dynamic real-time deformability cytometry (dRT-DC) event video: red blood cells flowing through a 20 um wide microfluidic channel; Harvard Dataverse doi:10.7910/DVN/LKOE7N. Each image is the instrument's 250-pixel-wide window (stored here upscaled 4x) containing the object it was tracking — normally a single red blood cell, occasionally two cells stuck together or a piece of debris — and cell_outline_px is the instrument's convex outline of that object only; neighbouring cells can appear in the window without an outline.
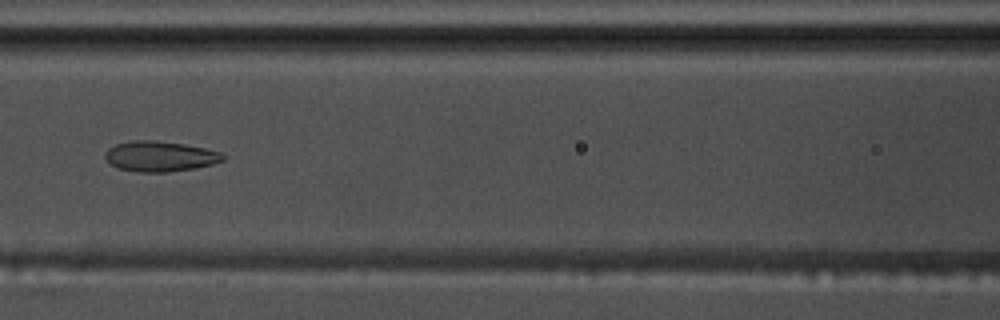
{"species": "common noctule bat (a hibernating species)", "species_latin": "Nyctalus noctula", "temperature_condition": "warm", "stored_images_in_passage": 56, "camera_frame_rate_fps": 3000, "um_per_image_px": 0.085, "animal": {"sex": "male", "body_mass_g": 17.5, "forearm_length_mm": 52.3}, "frame": {"image": 1, "passage_image": 25, "time_ms": 8.0, "image_size_px": [1000, 320], "cell_outline_px": [[224, 160], [212, 164], [196, 168], [168, 172], [140, 172], [116, 168], [104, 156], [104, 152], [108, 148], [116, 144], [132, 140], [152, 140], [184, 144], [204, 148], [220, 152], [224, 156]], "centroid_in_image_um": [13.58, 13.29], "position_along_channel_um": 153.0, "area_um2": 20.81}}
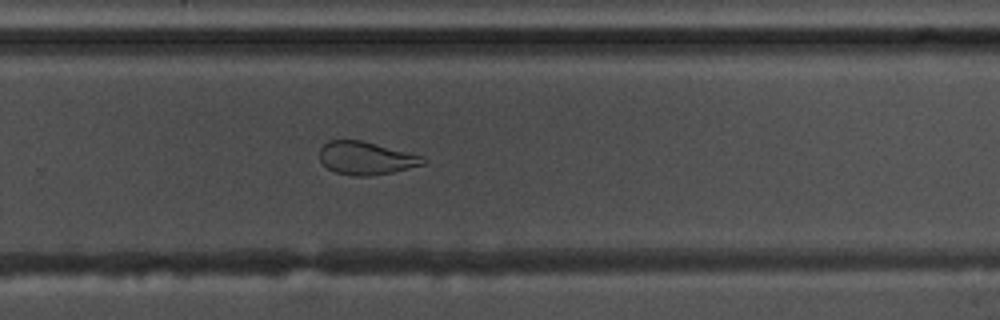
{"frame": {"image": 2, "passage_image": 37, "time_ms": 12.0, "image_size_px": [1000, 320], "cell_outline_px": [[428, 160], [424, 164], [392, 172], [368, 176], [352, 176], [336, 172], [328, 168], [320, 160], [320, 148], [328, 140], [360, 140], [424, 156]], "centroid_in_image_um": [31.12, 13.44], "position_along_channel_um": 298.7, "area_um2": 19.77}}
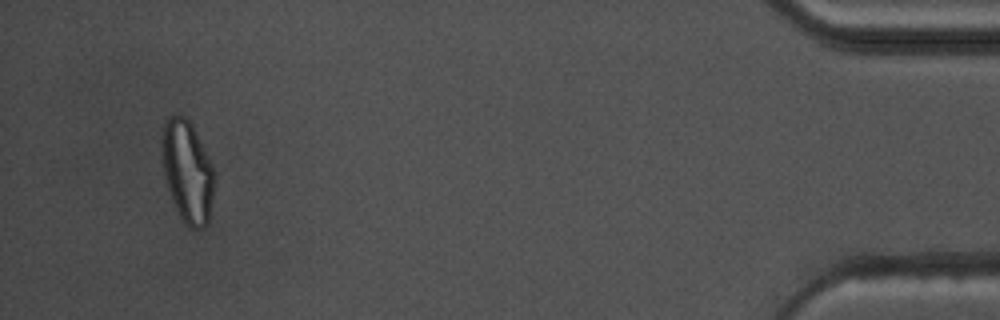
{"frame": {"image": 3, "passage_image": 53, "time_ms": 17.333, "image_size_px": [1000, 320], "cell_outline_px": [[216, 176], [208, 224], [204, 228], [196, 232], [188, 228], [180, 220], [172, 200], [164, 176], [160, 152], [160, 136], [164, 124], [172, 116], [180, 112], [192, 124], [216, 172]], "centroid_in_image_um": [15.92, 14.62], "position_along_channel_um": 419.3, "area_um2": 32.19}, "authors_computed_cell_mechanics": {"area_um2": 24.7384, "velocity_mm_per_s": 3.6544, "shape_relaxation_time_tau1_ms": null, "shape_relaxation_time_tau2_ms": 1.963, "deformation_change_tau1": null, "deformation_change_tau2": 0.0907}}